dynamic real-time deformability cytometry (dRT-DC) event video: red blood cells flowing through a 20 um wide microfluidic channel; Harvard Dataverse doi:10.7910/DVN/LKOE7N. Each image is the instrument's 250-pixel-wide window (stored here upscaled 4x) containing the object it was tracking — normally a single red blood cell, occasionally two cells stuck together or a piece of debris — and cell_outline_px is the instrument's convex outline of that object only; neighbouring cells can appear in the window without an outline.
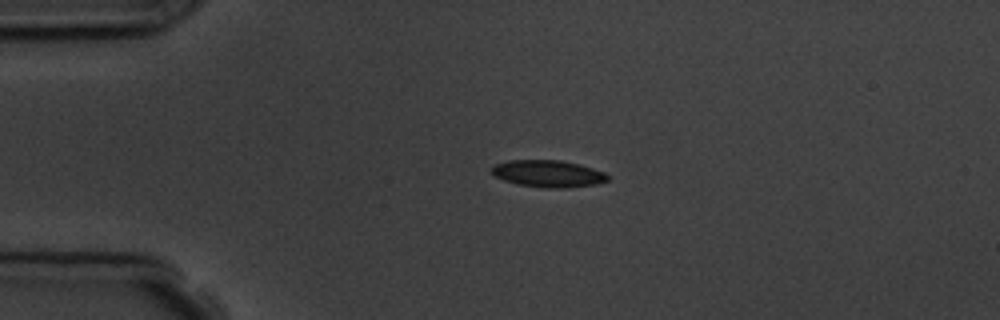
{"species": "common noctule bat (a hibernating species)", "species_latin": "Nyctalus noctula", "temperature_condition": "room temperature", "stored_images_in_passage": 2, "camera_frame_rate_fps": 3000, "um_per_image_px": 0.085, "animal": {"sex": "male", "body_mass_g": 19.5, "forearm_length_mm": 54.6}, "frame": {"image": 1, "passage_image": 1, "time_ms": 0.0, "image_size_px": [1000, 320], "cell_outline_px": [[608, 180], [596, 184], [568, 188], [544, 188], [516, 184], [504, 180], [496, 176], [492, 172], [492, 164], [508, 160], [560, 160], [580, 164], [604, 172], [608, 176]], "centroid_in_image_um": [46.58, 14.76], "position_along_channel_um": 38.4, "area_um2": 18.32}}